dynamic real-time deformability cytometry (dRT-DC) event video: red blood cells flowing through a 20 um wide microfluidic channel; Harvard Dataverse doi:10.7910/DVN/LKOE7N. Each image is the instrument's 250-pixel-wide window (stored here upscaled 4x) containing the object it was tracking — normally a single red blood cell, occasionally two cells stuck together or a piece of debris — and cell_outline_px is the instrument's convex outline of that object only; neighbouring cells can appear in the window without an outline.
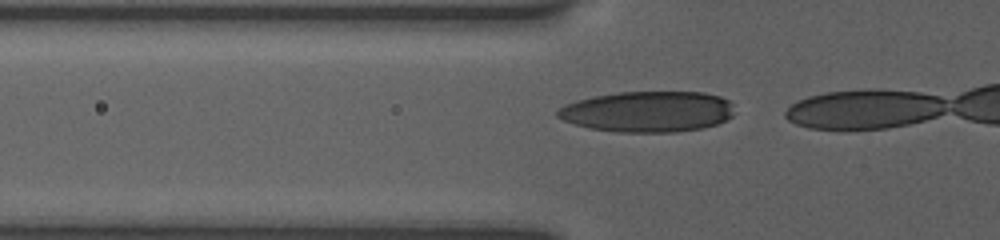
{"species": "human", "species_latin": "Homo sapiens", "temperature_condition": "room temperature", "stored_images_in_passage": 16, "camera_frame_rate_fps": 3000, "um_per_image_px": 0.085, "donor": {"sex": "female"}, "frame": {"image": 1, "passage_image": 14, "time_ms": 4.333, "image_size_px": [1000, 240], "cell_outline_px": [[732, 116], [716, 124], [704, 128], [676, 132], [616, 132], [592, 128], [576, 124], [564, 120], [556, 116], [556, 112], [564, 104], [576, 100], [592, 96], [620, 92], [704, 92], [720, 96], [728, 100], [732, 104]], "centroid_in_image_um": [55.05, 9.48], "position_along_channel_um": 70.7, "area_um2": 42.08}}